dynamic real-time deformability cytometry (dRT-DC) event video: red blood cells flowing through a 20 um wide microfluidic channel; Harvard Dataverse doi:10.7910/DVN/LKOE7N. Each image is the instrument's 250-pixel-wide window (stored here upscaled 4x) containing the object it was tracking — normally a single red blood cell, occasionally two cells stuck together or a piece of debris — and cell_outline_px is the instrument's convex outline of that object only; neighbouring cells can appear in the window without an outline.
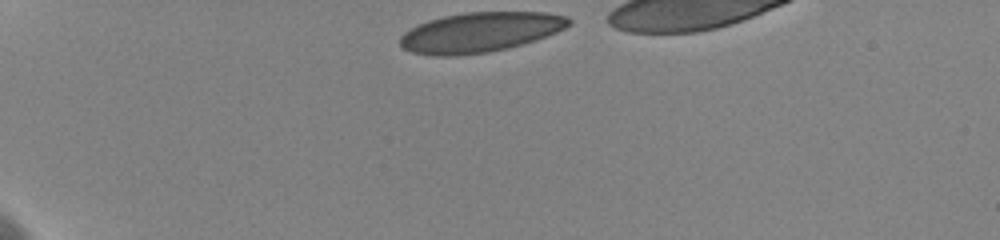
{"species": "human", "species_latin": "Homo sapiens", "temperature_condition": "cold", "stored_images_in_passage": 29, "camera_frame_rate_fps": 3000, "um_per_image_px": 0.085, "donor": {"sex": "female"}, "frame": {"image": 1, "passage_image": 1, "time_ms": 0.0, "image_size_px": [1000, 240], "cell_outline_px": [[572, 24], [556, 32], [524, 44], [508, 48], [488, 52], [456, 56], [432, 56], [412, 52], [404, 48], [400, 44], [400, 36], [404, 32], [416, 24], [428, 20], [444, 16], [468, 12], [548, 12], [568, 16], [572, 20]], "centroid_in_image_um": [40.81, 2.74], "position_along_channel_um": 44.2, "area_um2": 39.48}}
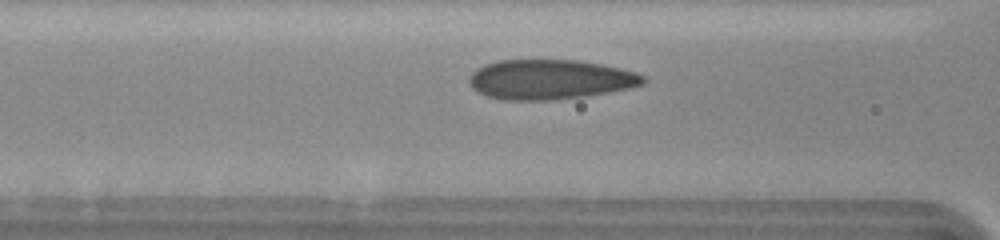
{"frame": {"image": 2, "passage_image": 11, "time_ms": 3.667, "image_size_px": [1000, 240], "cell_outline_px": [[648, 80], [644, 84], [628, 88], [608, 92], [584, 96], [556, 100], [500, 100], [488, 96], [472, 88], [468, 80], [468, 76], [476, 68], [484, 64], [496, 60], [576, 60], [600, 64], [620, 68], [636, 72], [644, 76]], "centroid_in_image_um": [46.73, 6.75], "position_along_channel_um": 119.9, "area_um2": 40.52}}
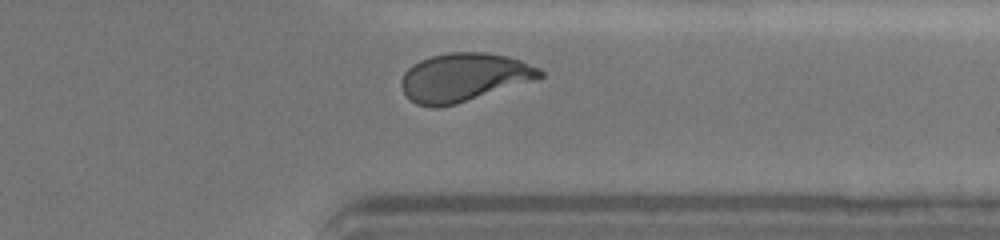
{"frame": {"image": 3, "passage_image": 28, "time_ms": 10.667, "image_size_px": [1000, 240], "cell_outline_px": [[544, 76], [532, 80], [456, 104], [436, 108], [432, 108], [416, 104], [404, 92], [400, 84], [400, 80], [404, 72], [412, 64], [420, 60], [432, 56], [448, 52], [484, 52], [508, 56], [520, 60], [540, 68], [544, 72]], "centroid_in_image_um": [39.39, 6.56], "position_along_channel_um": 372.0, "area_um2": 38.84}, "authors_computed_cell_mechanics": {"area_um2": 39.9976, "velocity_mm_per_s": 3.6055, "shape_relaxation_time_tau1_ms": 6.2885, "shape_relaxation_time_tau2_ms": null, "deformation_change_tau1": 0.1765, "deformation_change_tau2": null}}